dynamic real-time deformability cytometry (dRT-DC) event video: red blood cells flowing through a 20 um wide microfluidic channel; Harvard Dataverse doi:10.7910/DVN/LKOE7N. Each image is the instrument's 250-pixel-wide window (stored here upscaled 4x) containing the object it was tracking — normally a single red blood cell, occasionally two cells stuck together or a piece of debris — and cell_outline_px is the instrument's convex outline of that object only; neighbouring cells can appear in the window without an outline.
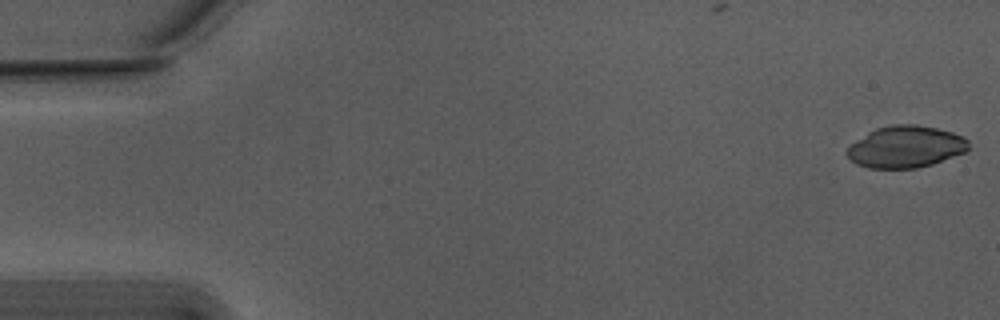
{"species": "Egyptian fruit bat (a non-hibernating species)", "species_latin": "Rousettus aegyptiacus", "temperature_condition": "warm", "stored_images_in_passage": 15, "camera_frame_rate_fps": 3000, "um_per_image_px": 0.085, "animal": {"sex": "male"}, "frame": {"image": 1, "passage_image": 1, "time_ms": 0.0, "image_size_px": [1000, 320], "cell_outline_px": [[968, 148], [964, 152], [932, 164], [916, 168], [868, 168], [856, 164], [848, 156], [848, 148], [852, 144], [868, 132], [876, 128], [892, 124], [916, 124], [936, 128], [952, 132], [964, 136], [968, 140]], "centroid_in_image_um": [77.0, 12.47], "position_along_channel_um": 8.0, "area_um2": 29.36}}